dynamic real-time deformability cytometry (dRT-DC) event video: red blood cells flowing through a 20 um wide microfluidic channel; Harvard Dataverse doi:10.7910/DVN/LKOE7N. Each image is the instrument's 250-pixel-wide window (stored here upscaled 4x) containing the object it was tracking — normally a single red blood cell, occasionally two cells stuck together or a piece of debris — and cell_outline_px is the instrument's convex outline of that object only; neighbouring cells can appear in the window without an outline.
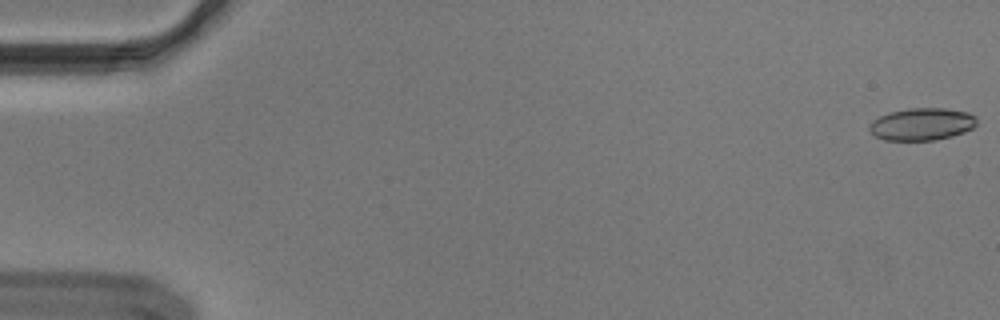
{"species": "Egyptian fruit bat (a non-hibernating species)", "species_latin": "Rousettus aegyptiacus", "temperature_condition": "cold", "stored_images_in_passage": 18, "camera_frame_rate_fps": 3000, "um_per_image_px": 0.085, "animal": {"sex": "male"}, "frame": {"image": 1, "passage_image": 1, "time_ms": 0.0, "image_size_px": [1000, 320], "cell_outline_px": [[976, 124], [972, 128], [964, 132], [952, 136], [936, 140], [884, 140], [876, 136], [868, 128], [872, 120], [880, 116], [892, 112], [908, 108], [944, 108], [968, 112], [976, 116]], "centroid_in_image_um": [78.37, 10.55], "position_along_channel_um": 6.6, "area_um2": 20.17}}
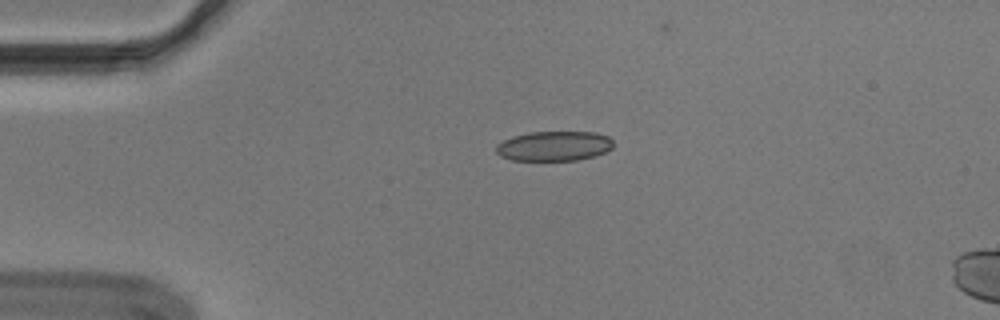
{"frame": {"image": 2, "passage_image": 13, "time_ms": 4.0, "image_size_px": [1000, 320], "cell_outline_px": [[612, 148], [596, 156], [576, 160], [512, 160], [500, 156], [496, 152], [496, 144], [512, 136], [528, 132], [596, 132], [608, 136], [612, 140]], "centroid_in_image_um": [47.08, 12.41], "position_along_channel_um": 37.9, "area_um2": 20.4}}